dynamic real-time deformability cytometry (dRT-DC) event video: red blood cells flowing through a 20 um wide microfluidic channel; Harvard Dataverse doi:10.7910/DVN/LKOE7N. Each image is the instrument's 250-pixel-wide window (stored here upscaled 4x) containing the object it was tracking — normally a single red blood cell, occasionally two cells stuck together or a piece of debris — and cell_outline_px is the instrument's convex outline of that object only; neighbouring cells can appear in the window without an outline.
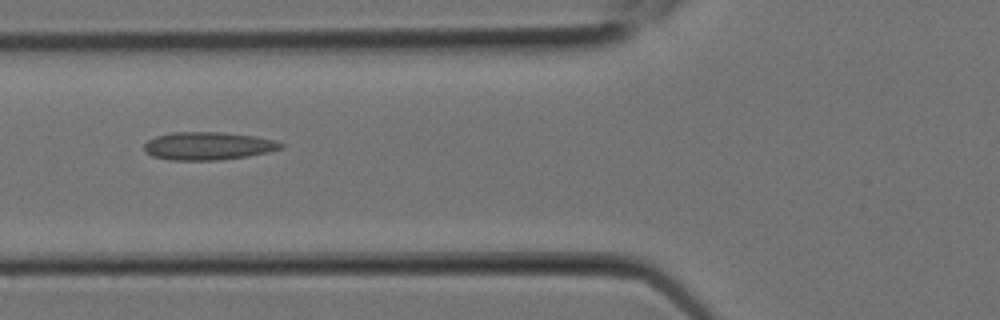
{"species": "Egyptian fruit bat (a non-hibernating species)", "species_latin": "Rousettus aegyptiacus", "temperature_condition": "room temperature", "stored_images_in_passage": 9, "camera_frame_rate_fps": 3000, "um_per_image_px": 0.085, "animal": {"sex": "female"}, "frame": {"image": 1, "passage_image": 8, "time_ms": 2.333, "image_size_px": [1000, 320], "cell_outline_px": [[284, 148], [268, 152], [248, 156], [216, 160], [172, 160], [152, 156], [144, 152], [144, 144], [148, 140], [156, 136], [172, 132], [220, 132], [256, 136], [276, 140], [284, 144]], "centroid_in_image_um": [17.7, 12.4], "position_along_channel_um": 108.1, "area_um2": 22.37}}
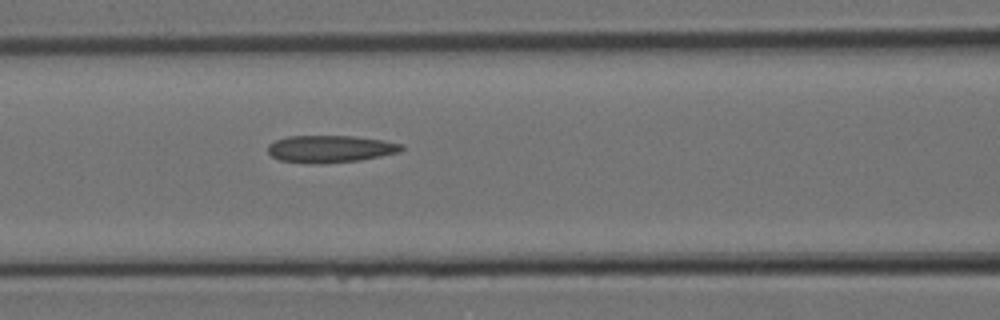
{"frame": {"image": 2, "passage_image": 9, "time_ms": 2.667, "image_size_px": [1000, 320], "cell_outline_px": [[404, 148], [400, 152], [360, 160], [320, 164], [312, 164], [280, 160], [272, 156], [268, 152], [268, 144], [276, 140], [288, 136], [356, 136], [384, 140], [404, 144]], "centroid_in_image_um": [28.1, 12.65], "position_along_channel_um": 138.5, "area_um2": 21.33}}